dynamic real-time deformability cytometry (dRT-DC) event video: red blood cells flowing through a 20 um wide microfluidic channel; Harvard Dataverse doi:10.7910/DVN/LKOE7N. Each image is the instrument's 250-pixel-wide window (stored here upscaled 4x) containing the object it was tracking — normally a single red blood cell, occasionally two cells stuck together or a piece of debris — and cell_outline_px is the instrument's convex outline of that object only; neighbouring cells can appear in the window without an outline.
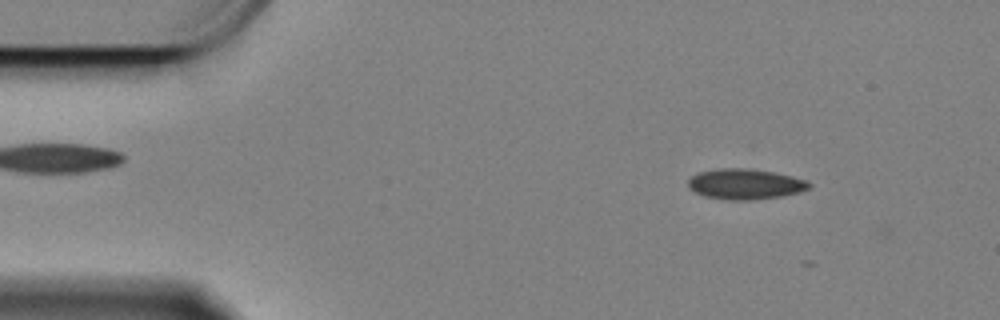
{"species": "Egyptian fruit bat (a non-hibernating species)", "species_latin": "Rousettus aegyptiacus", "temperature_condition": "cold", "stored_images_in_passage": 2, "camera_frame_rate_fps": 3000, "um_per_image_px": 0.085, "animal": {"sex": "female"}, "frame": {"image": 1, "passage_image": 1, "time_ms": 0.0, "image_size_px": [1000, 320], "cell_outline_px": [[812, 184], [808, 188], [800, 192], [780, 196], [748, 200], [732, 200], [708, 196], [696, 192], [688, 184], [688, 180], [692, 176], [700, 172], [720, 168], [748, 168], [772, 172], [792, 176], [804, 180]], "centroid_in_image_um": [63.36, 15.63], "position_along_channel_um": 21.6, "area_um2": 20.98}}